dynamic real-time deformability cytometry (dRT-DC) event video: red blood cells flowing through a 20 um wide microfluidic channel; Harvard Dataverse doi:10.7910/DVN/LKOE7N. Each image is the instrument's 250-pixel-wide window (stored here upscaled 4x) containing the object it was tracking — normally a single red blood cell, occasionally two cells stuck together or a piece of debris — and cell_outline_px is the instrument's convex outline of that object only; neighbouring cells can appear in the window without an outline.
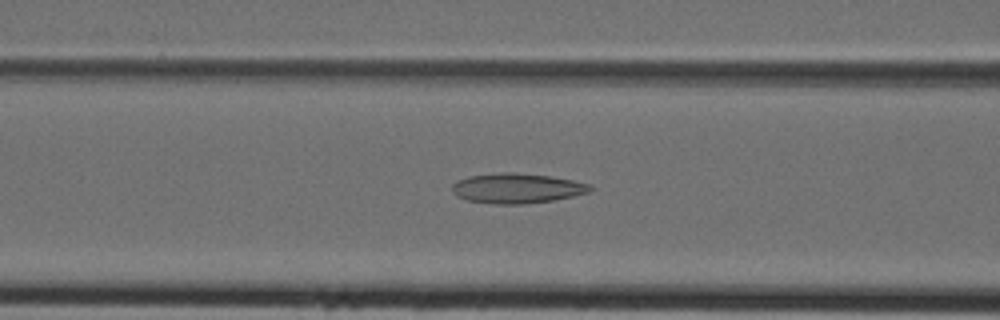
{"species": "Egyptian fruit bat (a non-hibernating species)", "species_latin": "Rousettus aegyptiacus", "temperature_condition": "cold", "stored_images_in_passage": 43, "camera_frame_rate_fps": 3000, "um_per_image_px": 0.085, "animal": {"sex": "female"}, "frame": {"image": 1, "passage_image": 17, "time_ms": 5.333, "image_size_px": [1000, 320], "cell_outline_px": [[592, 188], [588, 192], [572, 196], [552, 200], [524, 204], [492, 204], [468, 200], [456, 196], [452, 192], [452, 184], [456, 180], [468, 176], [500, 172], [512, 172], [552, 176], [572, 180], [588, 184]], "centroid_in_image_um": [43.87, 15.99], "position_along_channel_um": 122.7, "area_um2": 24.1}}
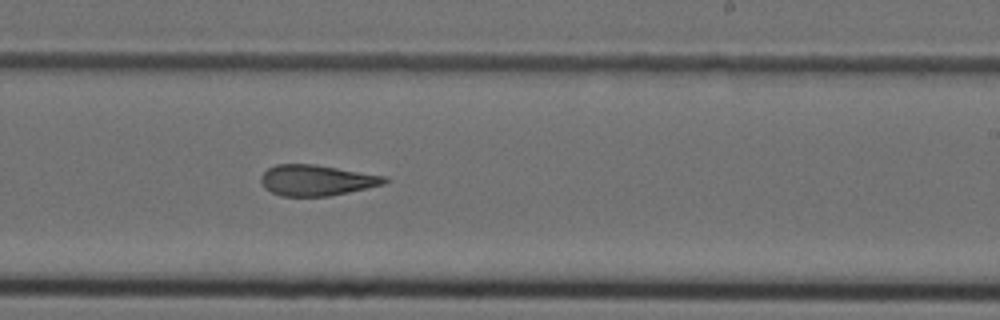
{"frame": {"image": 2, "passage_image": 26, "time_ms": 8.333, "image_size_px": [1000, 320], "cell_outline_px": [[388, 180], [384, 184], [368, 188], [328, 196], [280, 196], [264, 188], [260, 180], [260, 176], [268, 168], [276, 164], [316, 164], [388, 176]], "centroid_in_image_um": [26.91, 15.31], "position_along_channel_um": 262.1, "area_um2": 22.37}}
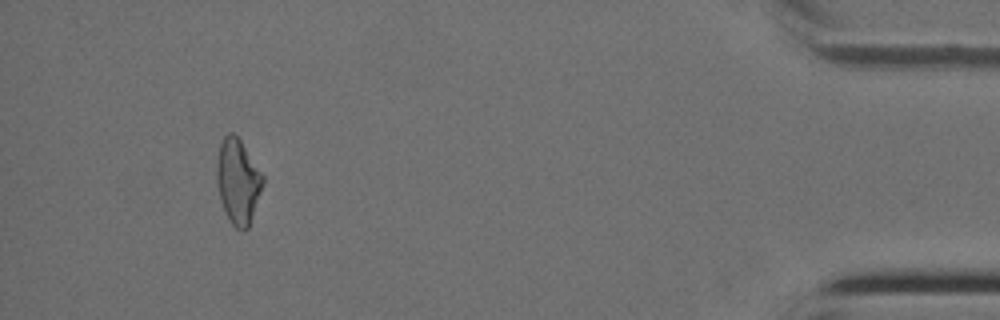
{"frame": {"image": 3, "passage_image": 40, "time_ms": 13.0, "image_size_px": [1000, 320], "cell_outline_px": [[264, 184], [248, 228], [236, 228], [228, 220], [220, 200], [216, 180], [216, 164], [220, 144], [224, 136], [228, 132], [232, 132], [240, 140], [264, 176]], "centroid_in_image_um": [20.21, 15.41], "position_along_channel_um": 415.0, "area_um2": 22.72}}